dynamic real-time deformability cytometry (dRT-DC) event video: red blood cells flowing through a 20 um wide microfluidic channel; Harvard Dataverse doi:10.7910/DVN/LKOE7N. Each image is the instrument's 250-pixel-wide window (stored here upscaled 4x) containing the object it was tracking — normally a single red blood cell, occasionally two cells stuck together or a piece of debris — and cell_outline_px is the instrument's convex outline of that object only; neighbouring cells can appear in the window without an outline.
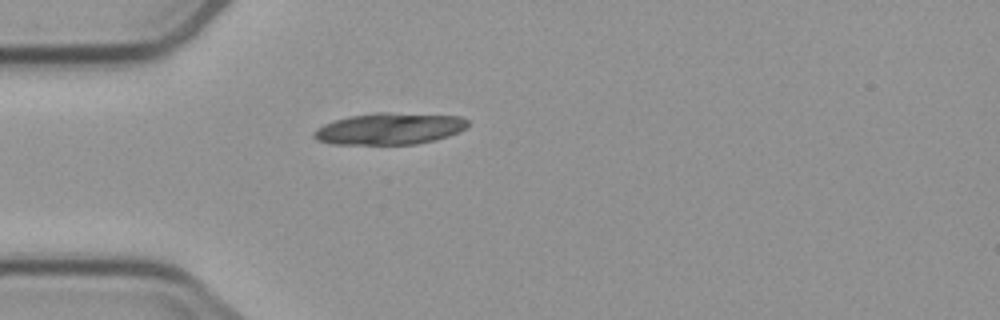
{"species": "common noctule bat (a hibernating species)", "species_latin": "Nyctalus noctula", "temperature_condition": "cold", "stored_images_in_passage": 1, "camera_frame_rate_fps": 3000, "um_per_image_px": 0.085, "animal": {"sex": "male", "body_mass_g": 23.1, "forearm_length_mm": 52.7}, "frame": {"image": 1, "passage_image": 1, "time_ms": 0.0, "image_size_px": [1000, 320], "cell_outline_px": [[468, 124], [464, 128], [448, 136], [436, 140], [416, 144], [332, 144], [316, 140], [312, 136], [312, 132], [316, 128], [324, 124], [348, 116], [376, 112], [388, 112], [460, 116], [468, 120]], "centroid_in_image_um": [33.06, 10.94], "position_along_channel_um": 51.9, "area_um2": 28.44}}